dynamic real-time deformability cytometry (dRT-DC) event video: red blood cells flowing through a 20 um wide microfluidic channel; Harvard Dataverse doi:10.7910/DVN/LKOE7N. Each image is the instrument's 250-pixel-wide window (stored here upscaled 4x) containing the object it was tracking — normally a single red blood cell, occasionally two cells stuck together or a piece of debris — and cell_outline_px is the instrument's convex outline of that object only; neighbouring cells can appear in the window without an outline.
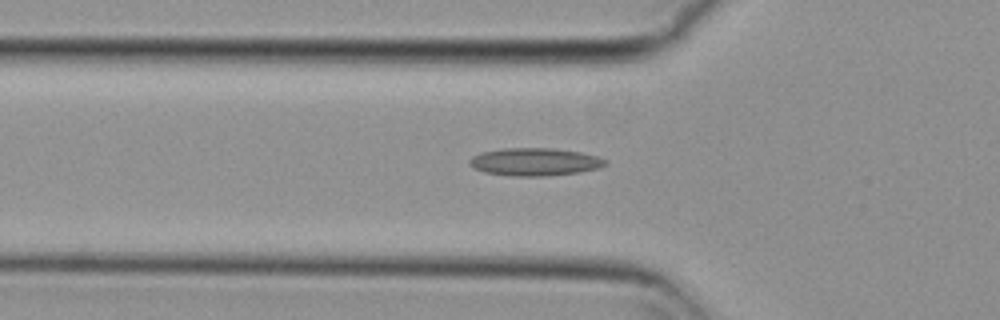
{"species": "common noctule bat (a hibernating species)", "species_latin": "Nyctalus noctula", "temperature_condition": "cold", "stored_images_in_passage": 40, "camera_frame_rate_fps": 3000, "um_per_image_px": 0.085, "animal": {"sex": "female", "body_mass_g": 29.2, "forearm_length_mm": 56.3}, "frame": {"image": 1, "passage_image": 7, "time_ms": 2.0, "image_size_px": [1000, 320], "cell_outline_px": [[608, 164], [600, 168], [580, 172], [544, 176], [512, 176], [484, 172], [472, 168], [468, 164], [468, 160], [472, 156], [480, 152], [504, 148], [552, 148], [580, 152], [596, 156], [608, 160]], "centroid_in_image_um": [45.44, 13.76], "position_along_channel_um": 80.4, "area_um2": 22.2}}
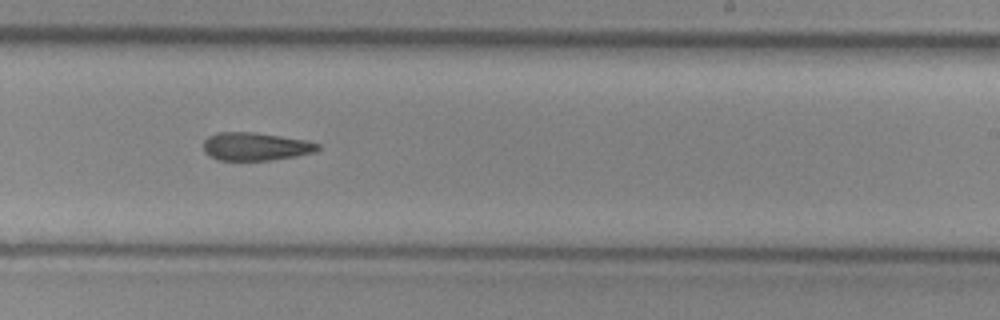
{"frame": {"image": 2, "passage_image": 22, "time_ms": 7.0, "image_size_px": [1000, 320], "cell_outline_px": [[320, 148], [316, 152], [296, 156], [272, 160], [216, 160], [208, 156], [204, 152], [204, 140], [208, 136], [216, 132], [252, 132], [308, 140], [320, 144]], "centroid_in_image_um": [21.72, 12.45], "position_along_channel_um": 267.3, "area_um2": 18.9}}
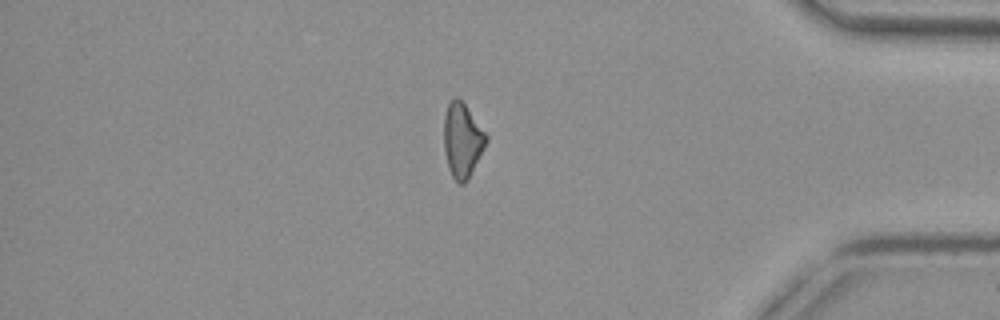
{"frame": {"image": 3, "passage_image": 35, "time_ms": 11.333, "image_size_px": [1000, 320], "cell_outline_px": [[488, 140], [468, 180], [464, 184], [460, 184], [452, 176], [448, 168], [444, 152], [444, 116], [448, 104], [456, 96], [464, 104], [488, 136]], "centroid_in_image_um": [39.29, 11.95], "position_along_channel_um": 395.9, "area_um2": 18.15}, "authors_computed_cell_mechanics": {"area_um2": 19.1896, "velocity_mm_per_s": 3.7316, "shape_relaxation_time_tau1_ms": null, "shape_relaxation_time_tau2_ms": 10.3812, "deformation_change_tau1": null, "deformation_change_tau2": 0.2431}}